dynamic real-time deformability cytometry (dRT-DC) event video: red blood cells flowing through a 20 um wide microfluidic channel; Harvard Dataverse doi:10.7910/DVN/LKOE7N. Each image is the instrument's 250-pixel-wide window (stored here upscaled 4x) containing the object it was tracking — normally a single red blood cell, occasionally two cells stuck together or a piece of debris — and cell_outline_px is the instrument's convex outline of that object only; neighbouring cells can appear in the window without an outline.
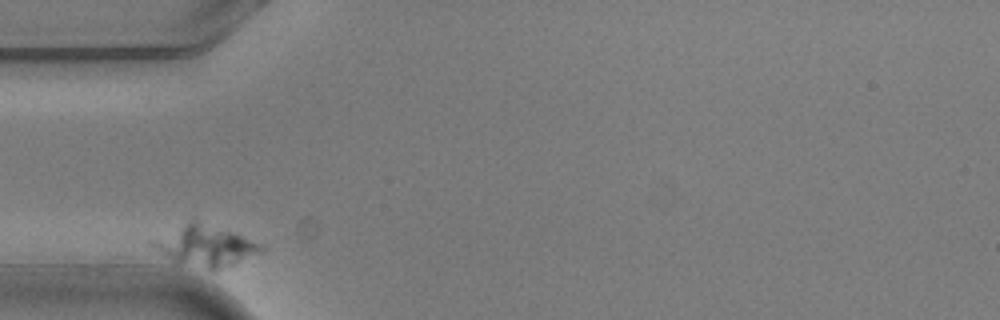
{"species": "common noctule bat (a hibernating species)", "species_latin": "Nyctalus noctula", "temperature_condition": "warm", "stored_images_in_passage": 2, "camera_frame_rate_fps": 3000, "um_per_image_px": 0.085, "animal": {"sex": "male", "body_mass_g": 20.5, "forearm_length_mm": 52.5}, "frame": {"image": 1, "passage_image": 1, "time_ms": 0.0, "image_size_px": [1000, 320], "cell_outline_px": [[264, 252], [216, 272], [208, 272], [176, 264], [148, 244], [148, 240], [192, 220], [240, 236], [260, 244], [264, 248]], "centroid_in_image_um": [17.37, 21.0], "position_along_channel_um": 67.6, "area_um2": 25.95}}